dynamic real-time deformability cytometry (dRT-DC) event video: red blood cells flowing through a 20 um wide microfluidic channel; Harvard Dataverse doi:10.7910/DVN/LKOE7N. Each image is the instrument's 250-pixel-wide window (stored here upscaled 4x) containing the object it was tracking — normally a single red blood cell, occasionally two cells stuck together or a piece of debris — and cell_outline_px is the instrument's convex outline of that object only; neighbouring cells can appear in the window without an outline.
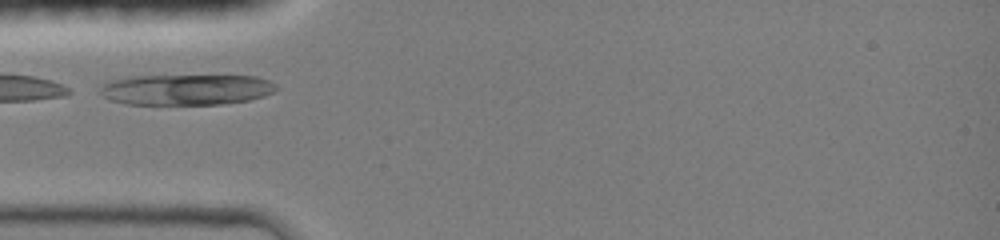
{"species": "common noctule bat (a hibernating species)", "species_latin": "Nyctalus noctula", "temperature_condition": "room temperature", "stored_images_in_passage": 25, "camera_frame_rate_fps": 3000, "um_per_image_px": 0.085, "animal": {"sex": "female", "body_mass_g": 19.0, "forearm_length_mm": 51.5}, "frame": {"image": 1, "passage_image": 1, "time_ms": 0.0, "image_size_px": [1000, 240], "cell_outline_px": [[280, 88], [264, 96], [248, 100], [220, 104], [128, 104], [112, 100], [104, 96], [100, 92], [100, 88], [104, 84], [112, 80], [128, 76], [256, 76], [268, 80], [276, 84]], "centroid_in_image_um": [15.86, 7.61], "position_along_channel_um": 69.1, "area_um2": 31.39}}
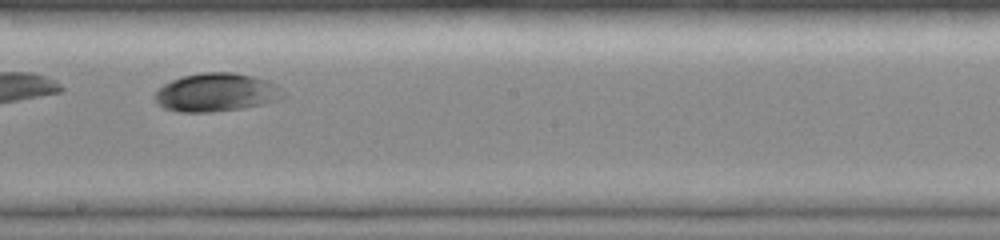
{"frame": {"image": 2, "passage_image": 13, "time_ms": 4.0, "image_size_px": [1000, 240], "cell_outline_px": [[284, 96], [276, 100], [244, 108], [212, 112], [180, 112], [164, 108], [156, 104], [156, 92], [164, 84], [172, 80], [184, 76], [200, 72], [236, 72], [268, 80], [276, 84], [284, 92]], "centroid_in_image_um": [18.38, 7.85], "position_along_channel_um": 229.8, "area_um2": 28.61}}
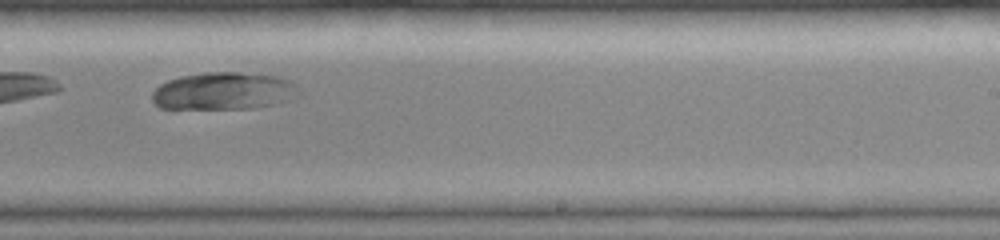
{"frame": {"image": 3, "passage_image": 16, "time_ms": 5.0, "image_size_px": [1000, 240], "cell_outline_px": [[300, 96], [276, 104], [252, 108], [160, 108], [152, 100], [152, 92], [160, 84], [168, 80], [180, 76], [204, 72], [236, 72], [280, 76], [296, 84]], "centroid_in_image_um": [19.03, 7.73], "position_along_channel_um": 270.0, "area_um2": 32.08}}